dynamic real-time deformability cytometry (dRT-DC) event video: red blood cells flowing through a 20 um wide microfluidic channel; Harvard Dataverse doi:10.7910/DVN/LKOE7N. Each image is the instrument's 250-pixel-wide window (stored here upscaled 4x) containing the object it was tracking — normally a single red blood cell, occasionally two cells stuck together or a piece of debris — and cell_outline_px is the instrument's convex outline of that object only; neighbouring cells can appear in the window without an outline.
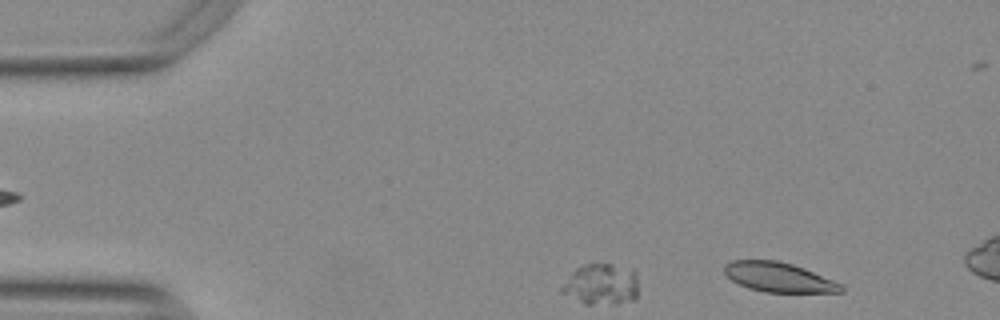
{"species": "Egyptian fruit bat (a non-hibernating species)", "species_latin": "Rousettus aegyptiacus", "temperature_condition": "warm", "stored_images_in_passage": 3, "segment_of_instrument_passage": [1, 2], "camera_frame_rate_fps": 3000, "um_per_image_px": 0.085, "animal": {"sex": "female"}, "frame": {"image": 1, "passage_image": 2, "time_ms": 0.333, "image_size_px": [1000, 320], "cell_outline_px": [[636, 300], [616, 304], [584, 304], [560, 292], [560, 288], [572, 272], [576, 268], [584, 264], [612, 264], [636, 272]], "centroid_in_image_um": [51.08, 24.19], "position_along_channel_um": 33.9, "area_um2": 18.26}}